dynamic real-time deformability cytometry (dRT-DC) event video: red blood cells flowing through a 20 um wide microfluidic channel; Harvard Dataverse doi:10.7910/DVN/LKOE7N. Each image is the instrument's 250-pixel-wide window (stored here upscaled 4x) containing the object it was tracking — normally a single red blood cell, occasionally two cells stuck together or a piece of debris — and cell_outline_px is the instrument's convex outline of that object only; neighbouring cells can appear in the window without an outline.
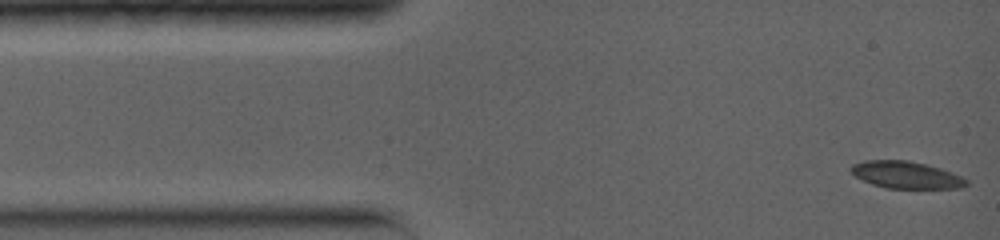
{"species": "common noctule bat (a hibernating species)", "species_latin": "Nyctalus noctula", "temperature_condition": "warm", "stored_images_in_passage": 4, "camera_frame_rate_fps": 5000, "um_per_image_px": 0.085, "animal": {"sex": "female", "body_mass_g": 19.0, "forearm_length_mm": 56.7}, "frame": {"image": 1, "passage_image": 1, "time_ms": 0.0, "image_size_px": [1000, 240], "cell_outline_px": [[968, 184], [960, 188], [888, 188], [872, 184], [856, 176], [848, 168], [852, 164], [864, 160], [908, 160], [940, 168], [952, 172], [968, 180]], "centroid_in_image_um": [77.01, 14.86], "position_along_channel_um": 8.0, "area_um2": 18.09}}
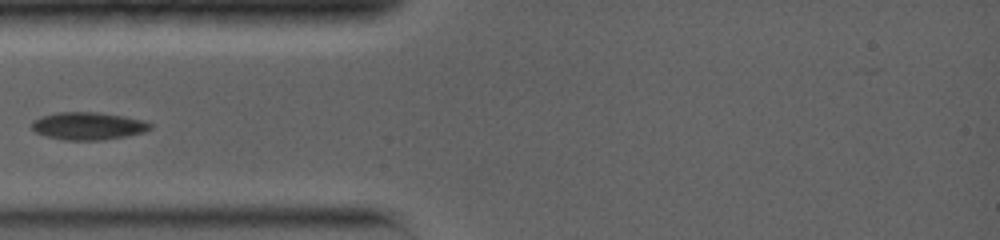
{"frame": {"image": 2, "passage_image": 4, "time_ms": 3.6, "image_size_px": [1000, 240], "cell_outline_px": [[152, 128], [144, 132], [124, 136], [100, 140], [64, 140], [48, 136], [36, 132], [32, 128], [32, 120], [40, 116], [56, 112], [100, 112], [124, 116], [144, 120], [152, 124]], "centroid_in_image_um": [7.49, 10.69], "position_along_channel_um": 77.5, "area_um2": 19.07}}